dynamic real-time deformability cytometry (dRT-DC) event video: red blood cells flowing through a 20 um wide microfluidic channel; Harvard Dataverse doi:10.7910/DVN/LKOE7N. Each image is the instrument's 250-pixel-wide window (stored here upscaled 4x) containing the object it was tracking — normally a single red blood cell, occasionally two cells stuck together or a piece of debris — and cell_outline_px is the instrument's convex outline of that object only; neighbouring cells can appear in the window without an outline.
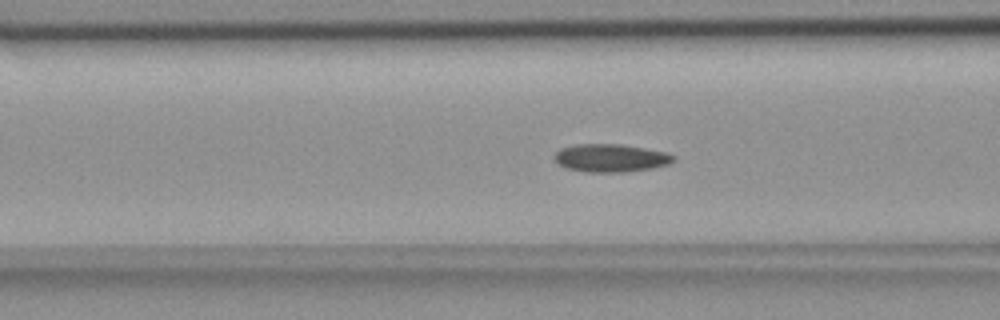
{"species": "common noctule bat (a hibernating species)", "species_latin": "Nyctalus noctula", "temperature_condition": "room temperature", "stored_images_in_passage": 56, "camera_frame_rate_fps": 3000, "um_per_image_px": 0.085, "animal": {"sex": "female", "body_mass_g": 18.4}, "frame": {"image": 1, "passage_image": 22, "time_ms": 7.0, "image_size_px": [1000, 320], "cell_outline_px": [[676, 160], [668, 164], [652, 168], [624, 172], [588, 172], [564, 168], [556, 164], [552, 156], [560, 148], [576, 144], [620, 144], [668, 152], [676, 156]], "centroid_in_image_um": [51.88, 13.43], "position_along_channel_um": 114.7, "area_um2": 19.71}}
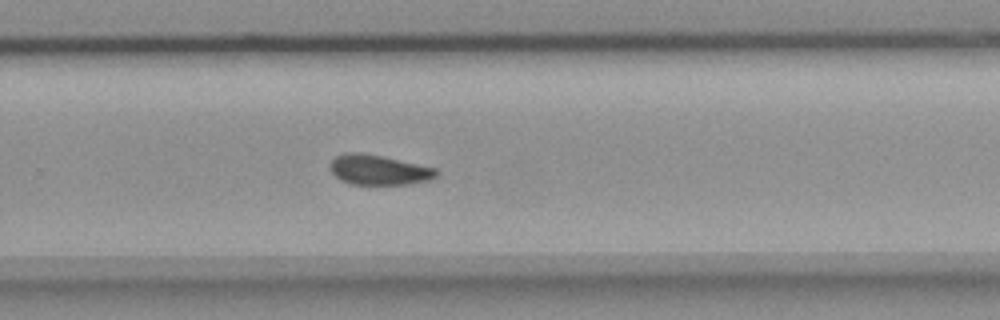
{"frame": {"image": 2, "passage_image": 37, "time_ms": 12.0, "image_size_px": [1000, 320], "cell_outline_px": [[440, 172], [436, 176], [428, 180], [408, 184], [352, 184], [340, 180], [332, 172], [332, 160], [336, 156], [344, 152], [360, 152], [380, 156], [436, 168]], "centroid_in_image_um": [32.2, 14.44], "position_along_channel_um": 297.6, "area_um2": 18.26}}
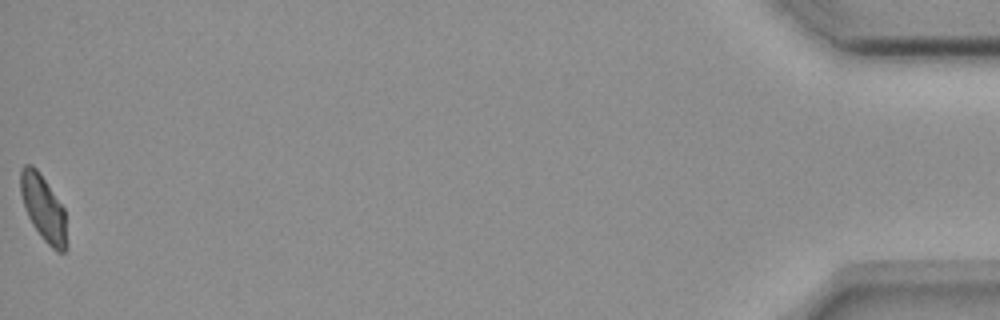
{"frame": {"image": 3, "passage_image": 56, "time_ms": 18.333, "image_size_px": [1000, 320], "cell_outline_px": [[68, 248], [64, 252], [56, 252], [44, 240], [32, 224], [28, 216], [20, 192], [20, 168], [24, 164], [32, 164], [40, 172], [64, 208], [68, 244]], "centroid_in_image_um": [3.7, 17.69], "position_along_channel_um": 431.5, "area_um2": 17.92}, "authors_computed_cell_mechanics": {"area_um2": 18.7272, "velocity_mm_per_s": 3.6679, "shape_relaxation_time_tau1_ms": 10.249, "shape_relaxation_time_tau2_ms": 5.7813, "deformation_change_tau1": 0.1802, "deformation_change_tau2": 0.1072}}